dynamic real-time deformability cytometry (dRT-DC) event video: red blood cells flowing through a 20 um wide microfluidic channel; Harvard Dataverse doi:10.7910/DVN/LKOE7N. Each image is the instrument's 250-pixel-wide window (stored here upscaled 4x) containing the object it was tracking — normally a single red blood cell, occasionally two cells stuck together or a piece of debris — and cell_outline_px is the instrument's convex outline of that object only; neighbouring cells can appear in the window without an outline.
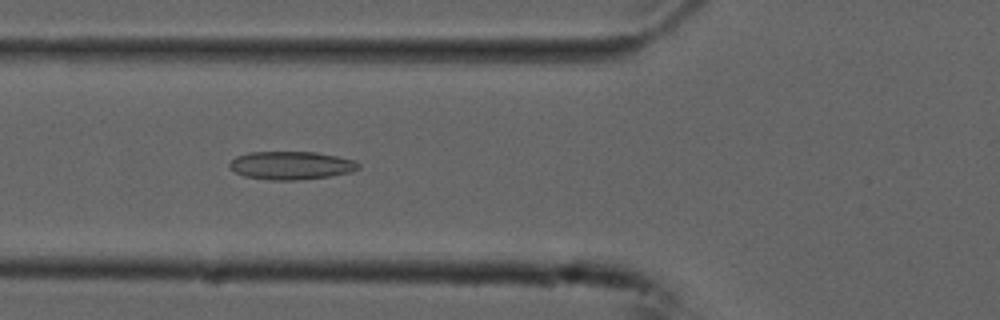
{"species": "common noctule bat (a hibernating species)", "species_latin": "Nyctalus noctula", "temperature_condition": "cold", "stored_images_in_passage": 47, "camera_frame_rate_fps": 3000, "um_per_image_px": 0.085, "animal": {"sex": "male", "forearm_length_mm": 52.5}, "frame": {"image": 1, "passage_image": 20, "time_ms": 6.333, "image_size_px": [1000, 320], "cell_outline_px": [[360, 168], [352, 172], [328, 176], [296, 180], [268, 180], [244, 176], [236, 172], [228, 164], [236, 156], [248, 152], [316, 152], [356, 160], [360, 164]], "centroid_in_image_um": [24.77, 14.06], "position_along_channel_um": 101.0, "area_um2": 21.15}}
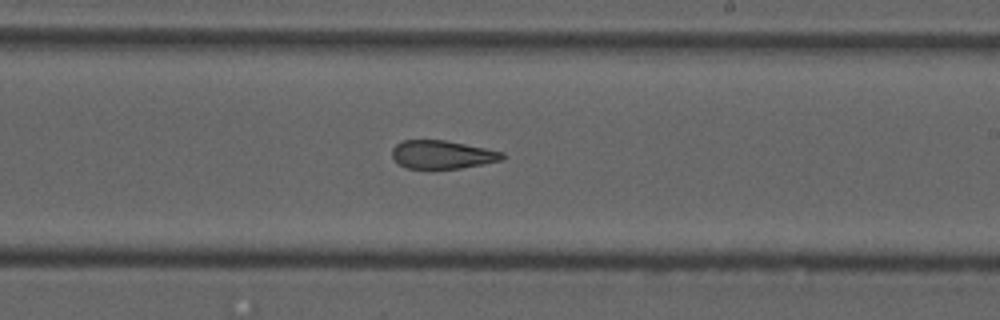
{"frame": {"image": 2, "passage_image": 32, "time_ms": 10.333, "image_size_px": [1000, 320], "cell_outline_px": [[504, 160], [460, 168], [404, 168], [392, 156], [392, 148], [396, 144], [404, 140], [444, 140], [504, 152]], "centroid_in_image_um": [37.59, 13.14], "position_along_channel_um": 251.4, "area_um2": 17.98}}
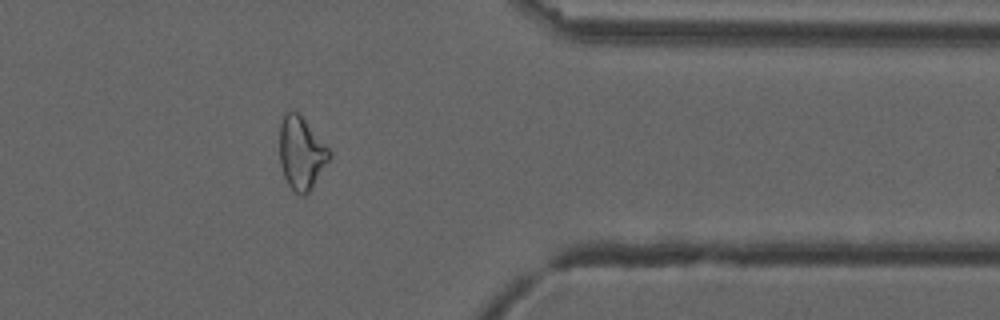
{"frame": {"image": 3, "passage_image": 44, "time_ms": 14.333, "image_size_px": [1000, 320], "cell_outline_px": [[332, 156], [308, 192], [304, 196], [300, 196], [288, 184], [284, 176], [280, 164], [280, 124], [284, 116], [288, 112], [296, 112], [304, 120], [332, 152]], "centroid_in_image_um": [25.61, 13.04], "position_along_channel_um": 385.8, "area_um2": 20.58}, "authors_computed_cell_mechanics": {"area_um2": 21.4438, "velocity_mm_per_s": 3.7604, "shape_relaxation_time_tau1_ms": null, "shape_relaxation_time_tau2_ms": 2.7167, "deformation_change_tau1": null, "deformation_change_tau2": 0.1038}}